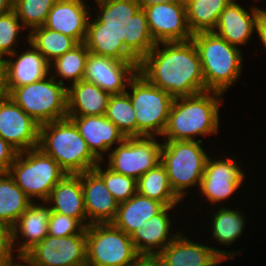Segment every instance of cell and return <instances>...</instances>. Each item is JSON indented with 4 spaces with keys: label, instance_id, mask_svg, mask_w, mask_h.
I'll return each mask as SVG.
<instances>
[{
    "label": "cell",
    "instance_id": "obj_1",
    "mask_svg": "<svg viewBox=\"0 0 266 266\" xmlns=\"http://www.w3.org/2000/svg\"><path fill=\"white\" fill-rule=\"evenodd\" d=\"M138 72L173 98L205 92L201 61L192 40L157 43L140 61Z\"/></svg>",
    "mask_w": 266,
    "mask_h": 266
},
{
    "label": "cell",
    "instance_id": "obj_2",
    "mask_svg": "<svg viewBox=\"0 0 266 266\" xmlns=\"http://www.w3.org/2000/svg\"><path fill=\"white\" fill-rule=\"evenodd\" d=\"M98 11L89 17L87 33H112L141 61L157 44L138 0H94ZM92 20H91V19Z\"/></svg>",
    "mask_w": 266,
    "mask_h": 266
},
{
    "label": "cell",
    "instance_id": "obj_3",
    "mask_svg": "<svg viewBox=\"0 0 266 266\" xmlns=\"http://www.w3.org/2000/svg\"><path fill=\"white\" fill-rule=\"evenodd\" d=\"M224 94L206 91L193 96L174 98L162 140L201 142L196 136L216 135L219 132V109Z\"/></svg>",
    "mask_w": 266,
    "mask_h": 266
},
{
    "label": "cell",
    "instance_id": "obj_4",
    "mask_svg": "<svg viewBox=\"0 0 266 266\" xmlns=\"http://www.w3.org/2000/svg\"><path fill=\"white\" fill-rule=\"evenodd\" d=\"M38 148L51 156L67 174L91 171L100 162L68 117L39 126Z\"/></svg>",
    "mask_w": 266,
    "mask_h": 266
},
{
    "label": "cell",
    "instance_id": "obj_5",
    "mask_svg": "<svg viewBox=\"0 0 266 266\" xmlns=\"http://www.w3.org/2000/svg\"><path fill=\"white\" fill-rule=\"evenodd\" d=\"M191 40L201 61L205 92L225 94L241 76L244 62L242 51L213 31L195 33Z\"/></svg>",
    "mask_w": 266,
    "mask_h": 266
},
{
    "label": "cell",
    "instance_id": "obj_6",
    "mask_svg": "<svg viewBox=\"0 0 266 266\" xmlns=\"http://www.w3.org/2000/svg\"><path fill=\"white\" fill-rule=\"evenodd\" d=\"M161 163L173 191L182 199L189 194L188 188L200 186L209 153L202 142L186 140H163Z\"/></svg>",
    "mask_w": 266,
    "mask_h": 266
},
{
    "label": "cell",
    "instance_id": "obj_7",
    "mask_svg": "<svg viewBox=\"0 0 266 266\" xmlns=\"http://www.w3.org/2000/svg\"><path fill=\"white\" fill-rule=\"evenodd\" d=\"M9 174L33 202L34 199L47 201L52 189L67 173L51 156L36 147L19 152Z\"/></svg>",
    "mask_w": 266,
    "mask_h": 266
},
{
    "label": "cell",
    "instance_id": "obj_8",
    "mask_svg": "<svg viewBox=\"0 0 266 266\" xmlns=\"http://www.w3.org/2000/svg\"><path fill=\"white\" fill-rule=\"evenodd\" d=\"M129 88L126 92L136 114L137 137L162 136L174 98L139 72L130 80Z\"/></svg>",
    "mask_w": 266,
    "mask_h": 266
},
{
    "label": "cell",
    "instance_id": "obj_9",
    "mask_svg": "<svg viewBox=\"0 0 266 266\" xmlns=\"http://www.w3.org/2000/svg\"><path fill=\"white\" fill-rule=\"evenodd\" d=\"M8 96L39 125L67 118V86L51 74L29 85L14 88Z\"/></svg>",
    "mask_w": 266,
    "mask_h": 266
},
{
    "label": "cell",
    "instance_id": "obj_10",
    "mask_svg": "<svg viewBox=\"0 0 266 266\" xmlns=\"http://www.w3.org/2000/svg\"><path fill=\"white\" fill-rule=\"evenodd\" d=\"M87 266H129L140 255L129 235L112 223L86 228Z\"/></svg>",
    "mask_w": 266,
    "mask_h": 266
},
{
    "label": "cell",
    "instance_id": "obj_11",
    "mask_svg": "<svg viewBox=\"0 0 266 266\" xmlns=\"http://www.w3.org/2000/svg\"><path fill=\"white\" fill-rule=\"evenodd\" d=\"M157 137H126L110 150L107 167L138 180L148 170L161 163L162 143Z\"/></svg>",
    "mask_w": 266,
    "mask_h": 266
},
{
    "label": "cell",
    "instance_id": "obj_12",
    "mask_svg": "<svg viewBox=\"0 0 266 266\" xmlns=\"http://www.w3.org/2000/svg\"><path fill=\"white\" fill-rule=\"evenodd\" d=\"M21 260L27 266H87L86 234L67 237L47 235Z\"/></svg>",
    "mask_w": 266,
    "mask_h": 266
},
{
    "label": "cell",
    "instance_id": "obj_13",
    "mask_svg": "<svg viewBox=\"0 0 266 266\" xmlns=\"http://www.w3.org/2000/svg\"><path fill=\"white\" fill-rule=\"evenodd\" d=\"M211 159L210 155L207 158L204 174L200 182L199 192L201 196L210 202L212 207L237 192L242 184H244L245 175L242 171L237 157L230 156L223 159ZM235 158V159H234ZM218 202V203H217Z\"/></svg>",
    "mask_w": 266,
    "mask_h": 266
},
{
    "label": "cell",
    "instance_id": "obj_14",
    "mask_svg": "<svg viewBox=\"0 0 266 266\" xmlns=\"http://www.w3.org/2000/svg\"><path fill=\"white\" fill-rule=\"evenodd\" d=\"M232 251L194 242L181 232L157 257L163 266H218L240 254Z\"/></svg>",
    "mask_w": 266,
    "mask_h": 266
},
{
    "label": "cell",
    "instance_id": "obj_15",
    "mask_svg": "<svg viewBox=\"0 0 266 266\" xmlns=\"http://www.w3.org/2000/svg\"><path fill=\"white\" fill-rule=\"evenodd\" d=\"M150 33L156 43L185 42L193 37L187 23L186 5L181 1L158 3L146 8Z\"/></svg>",
    "mask_w": 266,
    "mask_h": 266
},
{
    "label": "cell",
    "instance_id": "obj_16",
    "mask_svg": "<svg viewBox=\"0 0 266 266\" xmlns=\"http://www.w3.org/2000/svg\"><path fill=\"white\" fill-rule=\"evenodd\" d=\"M39 126L8 95L0 96V137L18 152L38 147Z\"/></svg>",
    "mask_w": 266,
    "mask_h": 266
},
{
    "label": "cell",
    "instance_id": "obj_17",
    "mask_svg": "<svg viewBox=\"0 0 266 266\" xmlns=\"http://www.w3.org/2000/svg\"><path fill=\"white\" fill-rule=\"evenodd\" d=\"M139 63L88 53L83 81L93 83L110 95L126 92Z\"/></svg>",
    "mask_w": 266,
    "mask_h": 266
},
{
    "label": "cell",
    "instance_id": "obj_18",
    "mask_svg": "<svg viewBox=\"0 0 266 266\" xmlns=\"http://www.w3.org/2000/svg\"><path fill=\"white\" fill-rule=\"evenodd\" d=\"M26 43L29 44L27 50L19 55L16 50L3 60L5 95L14 88L29 85L50 75V62L30 42Z\"/></svg>",
    "mask_w": 266,
    "mask_h": 266
},
{
    "label": "cell",
    "instance_id": "obj_19",
    "mask_svg": "<svg viewBox=\"0 0 266 266\" xmlns=\"http://www.w3.org/2000/svg\"><path fill=\"white\" fill-rule=\"evenodd\" d=\"M51 213L52 210L46 201H41L40 204L33 201L19 217L11 228L14 252L15 245L19 239L21 237L24 239V241L18 242V246L15 248L16 252L18 251L16 260H20L31 248L40 243L48 235V222Z\"/></svg>",
    "mask_w": 266,
    "mask_h": 266
},
{
    "label": "cell",
    "instance_id": "obj_20",
    "mask_svg": "<svg viewBox=\"0 0 266 266\" xmlns=\"http://www.w3.org/2000/svg\"><path fill=\"white\" fill-rule=\"evenodd\" d=\"M79 130L92 154L103 163L105 154L109 153L115 145L123 142L126 137L105 115L67 116ZM104 154V155H103Z\"/></svg>",
    "mask_w": 266,
    "mask_h": 266
},
{
    "label": "cell",
    "instance_id": "obj_21",
    "mask_svg": "<svg viewBox=\"0 0 266 266\" xmlns=\"http://www.w3.org/2000/svg\"><path fill=\"white\" fill-rule=\"evenodd\" d=\"M86 3L84 0H57L48 13L44 27L69 36L77 43L84 42L92 15L91 6Z\"/></svg>",
    "mask_w": 266,
    "mask_h": 266
},
{
    "label": "cell",
    "instance_id": "obj_22",
    "mask_svg": "<svg viewBox=\"0 0 266 266\" xmlns=\"http://www.w3.org/2000/svg\"><path fill=\"white\" fill-rule=\"evenodd\" d=\"M175 206H165L158 214L146 220L143 225L137 228L130 238L140 256H157L169 243H171L180 232L172 231L169 212ZM172 232V233H171Z\"/></svg>",
    "mask_w": 266,
    "mask_h": 266
},
{
    "label": "cell",
    "instance_id": "obj_23",
    "mask_svg": "<svg viewBox=\"0 0 266 266\" xmlns=\"http://www.w3.org/2000/svg\"><path fill=\"white\" fill-rule=\"evenodd\" d=\"M260 7H250V12L232 0L221 13L218 24L213 30L215 34L236 47L251 41L260 17Z\"/></svg>",
    "mask_w": 266,
    "mask_h": 266
},
{
    "label": "cell",
    "instance_id": "obj_24",
    "mask_svg": "<svg viewBox=\"0 0 266 266\" xmlns=\"http://www.w3.org/2000/svg\"><path fill=\"white\" fill-rule=\"evenodd\" d=\"M84 205L90 224L111 223L119 203L112 196L104 181L93 171L81 173Z\"/></svg>",
    "mask_w": 266,
    "mask_h": 266
},
{
    "label": "cell",
    "instance_id": "obj_25",
    "mask_svg": "<svg viewBox=\"0 0 266 266\" xmlns=\"http://www.w3.org/2000/svg\"><path fill=\"white\" fill-rule=\"evenodd\" d=\"M46 202L52 212L76 218L85 228L88 227L81 173L66 174L52 189Z\"/></svg>",
    "mask_w": 266,
    "mask_h": 266
},
{
    "label": "cell",
    "instance_id": "obj_26",
    "mask_svg": "<svg viewBox=\"0 0 266 266\" xmlns=\"http://www.w3.org/2000/svg\"><path fill=\"white\" fill-rule=\"evenodd\" d=\"M110 96L90 82L71 84L67 87V116L105 115Z\"/></svg>",
    "mask_w": 266,
    "mask_h": 266
},
{
    "label": "cell",
    "instance_id": "obj_27",
    "mask_svg": "<svg viewBox=\"0 0 266 266\" xmlns=\"http://www.w3.org/2000/svg\"><path fill=\"white\" fill-rule=\"evenodd\" d=\"M164 207L163 203L136 193L129 200L118 205L117 214L111 223L130 236Z\"/></svg>",
    "mask_w": 266,
    "mask_h": 266
},
{
    "label": "cell",
    "instance_id": "obj_28",
    "mask_svg": "<svg viewBox=\"0 0 266 266\" xmlns=\"http://www.w3.org/2000/svg\"><path fill=\"white\" fill-rule=\"evenodd\" d=\"M137 193L157 200L165 206H176L182 199L173 191L162 163L148 170L137 180Z\"/></svg>",
    "mask_w": 266,
    "mask_h": 266
},
{
    "label": "cell",
    "instance_id": "obj_29",
    "mask_svg": "<svg viewBox=\"0 0 266 266\" xmlns=\"http://www.w3.org/2000/svg\"><path fill=\"white\" fill-rule=\"evenodd\" d=\"M232 0H188L187 23L192 34L213 31L221 13Z\"/></svg>",
    "mask_w": 266,
    "mask_h": 266
},
{
    "label": "cell",
    "instance_id": "obj_30",
    "mask_svg": "<svg viewBox=\"0 0 266 266\" xmlns=\"http://www.w3.org/2000/svg\"><path fill=\"white\" fill-rule=\"evenodd\" d=\"M32 201L9 173H0V221L12 228Z\"/></svg>",
    "mask_w": 266,
    "mask_h": 266
},
{
    "label": "cell",
    "instance_id": "obj_31",
    "mask_svg": "<svg viewBox=\"0 0 266 266\" xmlns=\"http://www.w3.org/2000/svg\"><path fill=\"white\" fill-rule=\"evenodd\" d=\"M88 53L89 51L85 43H78L71 50L55 58L50 63L51 76L65 86L64 80H68L67 87H69V84L71 85L83 80Z\"/></svg>",
    "mask_w": 266,
    "mask_h": 266
},
{
    "label": "cell",
    "instance_id": "obj_32",
    "mask_svg": "<svg viewBox=\"0 0 266 266\" xmlns=\"http://www.w3.org/2000/svg\"><path fill=\"white\" fill-rule=\"evenodd\" d=\"M217 211H212L213 218L211 217V235L214 242H219L222 245L229 246L242 236L246 226V218L242 211H238V208L231 209L222 205ZM225 207V208H224ZM215 212V213H213Z\"/></svg>",
    "mask_w": 266,
    "mask_h": 266
},
{
    "label": "cell",
    "instance_id": "obj_33",
    "mask_svg": "<svg viewBox=\"0 0 266 266\" xmlns=\"http://www.w3.org/2000/svg\"><path fill=\"white\" fill-rule=\"evenodd\" d=\"M26 39L50 63L78 44L73 38L44 26L32 29Z\"/></svg>",
    "mask_w": 266,
    "mask_h": 266
},
{
    "label": "cell",
    "instance_id": "obj_34",
    "mask_svg": "<svg viewBox=\"0 0 266 266\" xmlns=\"http://www.w3.org/2000/svg\"><path fill=\"white\" fill-rule=\"evenodd\" d=\"M105 117L113 122L125 137H137L136 114L127 92L110 96Z\"/></svg>",
    "mask_w": 266,
    "mask_h": 266
},
{
    "label": "cell",
    "instance_id": "obj_35",
    "mask_svg": "<svg viewBox=\"0 0 266 266\" xmlns=\"http://www.w3.org/2000/svg\"><path fill=\"white\" fill-rule=\"evenodd\" d=\"M89 52L132 63L140 61L112 33H87L84 41Z\"/></svg>",
    "mask_w": 266,
    "mask_h": 266
},
{
    "label": "cell",
    "instance_id": "obj_36",
    "mask_svg": "<svg viewBox=\"0 0 266 266\" xmlns=\"http://www.w3.org/2000/svg\"><path fill=\"white\" fill-rule=\"evenodd\" d=\"M57 0H13V11L24 28L32 29L44 26L48 13Z\"/></svg>",
    "mask_w": 266,
    "mask_h": 266
},
{
    "label": "cell",
    "instance_id": "obj_37",
    "mask_svg": "<svg viewBox=\"0 0 266 266\" xmlns=\"http://www.w3.org/2000/svg\"><path fill=\"white\" fill-rule=\"evenodd\" d=\"M103 162L100 161L92 170L104 181L106 187L120 204L126 202L137 193V180L117 173L107 166L106 169H101Z\"/></svg>",
    "mask_w": 266,
    "mask_h": 266
},
{
    "label": "cell",
    "instance_id": "obj_38",
    "mask_svg": "<svg viewBox=\"0 0 266 266\" xmlns=\"http://www.w3.org/2000/svg\"><path fill=\"white\" fill-rule=\"evenodd\" d=\"M22 29L24 30V26L13 10L0 15V58L2 60L16 51L15 45L19 44L17 41H20L19 35Z\"/></svg>",
    "mask_w": 266,
    "mask_h": 266
},
{
    "label": "cell",
    "instance_id": "obj_39",
    "mask_svg": "<svg viewBox=\"0 0 266 266\" xmlns=\"http://www.w3.org/2000/svg\"><path fill=\"white\" fill-rule=\"evenodd\" d=\"M76 234H86V228L70 216L52 212L48 222V235L54 237H67Z\"/></svg>",
    "mask_w": 266,
    "mask_h": 266
},
{
    "label": "cell",
    "instance_id": "obj_40",
    "mask_svg": "<svg viewBox=\"0 0 266 266\" xmlns=\"http://www.w3.org/2000/svg\"><path fill=\"white\" fill-rule=\"evenodd\" d=\"M12 248V233L11 228L0 221V266H12L19 262L14 261Z\"/></svg>",
    "mask_w": 266,
    "mask_h": 266
},
{
    "label": "cell",
    "instance_id": "obj_41",
    "mask_svg": "<svg viewBox=\"0 0 266 266\" xmlns=\"http://www.w3.org/2000/svg\"><path fill=\"white\" fill-rule=\"evenodd\" d=\"M18 153L15 148L0 137V173H9Z\"/></svg>",
    "mask_w": 266,
    "mask_h": 266
},
{
    "label": "cell",
    "instance_id": "obj_42",
    "mask_svg": "<svg viewBox=\"0 0 266 266\" xmlns=\"http://www.w3.org/2000/svg\"><path fill=\"white\" fill-rule=\"evenodd\" d=\"M129 266H163L157 256H140L133 264Z\"/></svg>",
    "mask_w": 266,
    "mask_h": 266
},
{
    "label": "cell",
    "instance_id": "obj_43",
    "mask_svg": "<svg viewBox=\"0 0 266 266\" xmlns=\"http://www.w3.org/2000/svg\"><path fill=\"white\" fill-rule=\"evenodd\" d=\"M256 32L259 34V42L266 48V20L261 16L258 18Z\"/></svg>",
    "mask_w": 266,
    "mask_h": 266
},
{
    "label": "cell",
    "instance_id": "obj_44",
    "mask_svg": "<svg viewBox=\"0 0 266 266\" xmlns=\"http://www.w3.org/2000/svg\"><path fill=\"white\" fill-rule=\"evenodd\" d=\"M13 10V0H0V15H4Z\"/></svg>",
    "mask_w": 266,
    "mask_h": 266
},
{
    "label": "cell",
    "instance_id": "obj_45",
    "mask_svg": "<svg viewBox=\"0 0 266 266\" xmlns=\"http://www.w3.org/2000/svg\"><path fill=\"white\" fill-rule=\"evenodd\" d=\"M175 0H138L140 8H146L158 3L173 2Z\"/></svg>",
    "mask_w": 266,
    "mask_h": 266
},
{
    "label": "cell",
    "instance_id": "obj_46",
    "mask_svg": "<svg viewBox=\"0 0 266 266\" xmlns=\"http://www.w3.org/2000/svg\"><path fill=\"white\" fill-rule=\"evenodd\" d=\"M5 95L4 92V77H3V60L0 58V96Z\"/></svg>",
    "mask_w": 266,
    "mask_h": 266
},
{
    "label": "cell",
    "instance_id": "obj_47",
    "mask_svg": "<svg viewBox=\"0 0 266 266\" xmlns=\"http://www.w3.org/2000/svg\"><path fill=\"white\" fill-rule=\"evenodd\" d=\"M260 10V16L266 20V10L264 8H259Z\"/></svg>",
    "mask_w": 266,
    "mask_h": 266
},
{
    "label": "cell",
    "instance_id": "obj_48",
    "mask_svg": "<svg viewBox=\"0 0 266 266\" xmlns=\"http://www.w3.org/2000/svg\"><path fill=\"white\" fill-rule=\"evenodd\" d=\"M12 266H23V262H22V260L20 259L19 262H18L17 264L12 265Z\"/></svg>",
    "mask_w": 266,
    "mask_h": 266
},
{
    "label": "cell",
    "instance_id": "obj_49",
    "mask_svg": "<svg viewBox=\"0 0 266 266\" xmlns=\"http://www.w3.org/2000/svg\"><path fill=\"white\" fill-rule=\"evenodd\" d=\"M177 1H181V2L186 3L188 0H177Z\"/></svg>",
    "mask_w": 266,
    "mask_h": 266
}]
</instances>
